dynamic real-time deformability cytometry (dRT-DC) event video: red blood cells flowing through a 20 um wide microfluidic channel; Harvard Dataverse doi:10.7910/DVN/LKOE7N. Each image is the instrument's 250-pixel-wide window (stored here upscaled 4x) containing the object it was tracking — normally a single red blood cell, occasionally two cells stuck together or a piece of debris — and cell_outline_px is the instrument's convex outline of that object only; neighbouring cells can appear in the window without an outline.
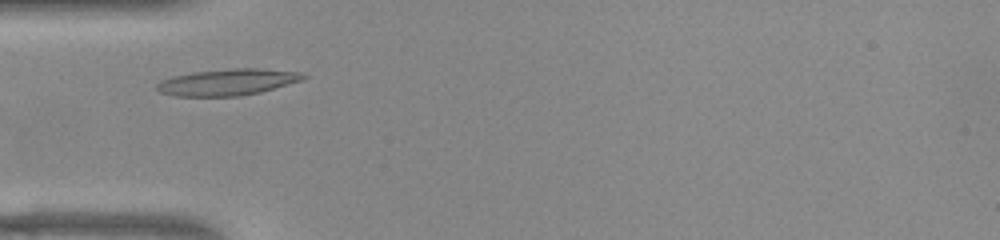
{"species": "common noctule bat (a hibernating species)", "species_latin": "Nyctalus noctula", "temperature_condition": "warm", "stored_images_in_passage": 33, "camera_frame_rate_fps": 3000, "um_per_image_px": 0.085, "animal": {"sex": "female", "body_mass_g": 22.0, "forearm_length_mm": 56.7}, "frame": {"image": 1, "passage_image": 5, "time_ms": 1.333, "image_size_px": [1000, 240], "cell_outline_px": [[308, 76], [304, 80], [260, 92], [240, 96], [176, 96], [160, 92], [156, 88], [156, 84], [160, 80], [172, 76], [192, 72], [232, 68], [260, 68], [304, 72]], "centroid_in_image_um": [19.38, 6.97], "position_along_channel_um": 65.6, "area_um2": 22.83}}
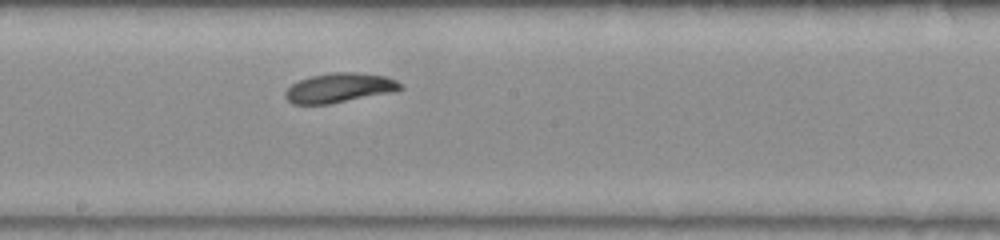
{"frame": {"image": 2, "passage_image": 17, "time_ms": 5.333, "image_size_px": [1000, 240], "cell_outline_px": [[404, 88], [396, 92], [328, 104], [292, 104], [284, 96], [284, 92], [292, 84], [308, 76], [332, 72], [356, 72], [384, 76], [396, 80]], "centroid_in_image_um": [28.85, 7.47], "position_along_channel_um": 219.3, "area_um2": 19.94}}
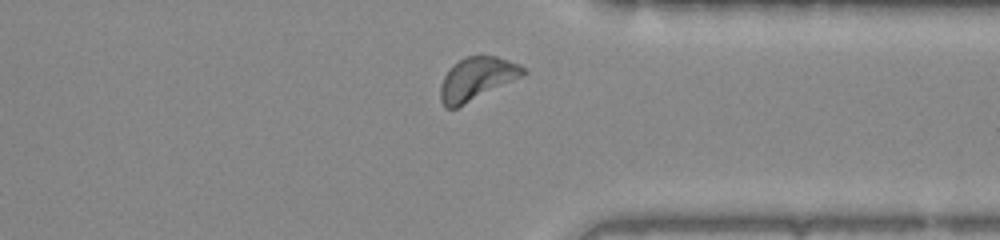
{"frame": {"image": 3, "passage_image": 29, "time_ms": 9.333, "image_size_px": [1000, 240], "cell_outline_px": [[528, 72], [456, 108], [444, 108], [440, 100], [440, 84], [444, 76], [464, 56], [496, 56], [520, 64]], "centroid_in_image_um": [40.49, 6.69], "position_along_channel_um": 370.9, "area_um2": 20.06}, "authors_computed_cell_mechanics": {"area_um2": 19.8832, "velocity_mm_per_s": 3.8555, "shape_relaxation_time_tau1_ms": 3.8594, "shape_relaxation_time_tau2_ms": 5.8498, "deformation_change_tau1": 0.1541, "deformation_change_tau2": 0.1236}}